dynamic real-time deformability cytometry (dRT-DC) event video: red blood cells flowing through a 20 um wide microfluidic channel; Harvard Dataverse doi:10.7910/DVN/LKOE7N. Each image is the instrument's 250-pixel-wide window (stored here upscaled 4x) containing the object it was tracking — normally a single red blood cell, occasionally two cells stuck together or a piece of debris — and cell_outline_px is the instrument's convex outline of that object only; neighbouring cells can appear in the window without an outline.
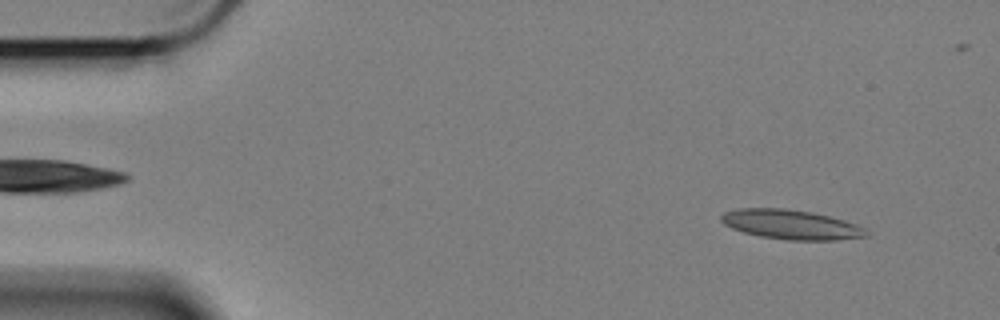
{"species": "Egyptian fruit bat (a non-hibernating species)", "species_latin": "Rousettus aegyptiacus", "temperature_condition": "cold", "stored_images_in_passage": 59, "segment_of_instrument_passage": [1, 2], "camera_frame_rate_fps": 3000, "um_per_image_px": 0.085, "animal": {"sex": "female"}, "frame": {"image": 1, "passage_image": 5, "time_ms": 1.333, "image_size_px": [1000, 320], "cell_outline_px": [[868, 236], [836, 240], [788, 240], [760, 236], [744, 232], [732, 228], [724, 224], [720, 220], [720, 216], [724, 212], [736, 208], [784, 208], [812, 212], [844, 220], [856, 224], [864, 228], [868, 232]], "centroid_in_image_um": [67.22, 19.08], "position_along_channel_um": 17.8, "area_um2": 24.97}}
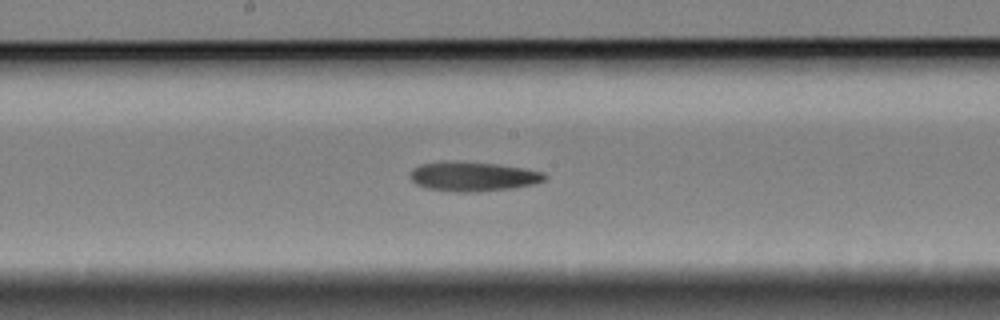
{"frame": {"image": 2, "passage_image": 30, "time_ms": 9.667, "image_size_px": [1000, 320], "cell_outline_px": [[548, 176], [544, 180], [532, 184], [512, 188], [476, 192], [456, 192], [424, 188], [416, 184], [408, 176], [408, 172], [412, 168], [420, 164], [496, 164], [544, 172]], "centroid_in_image_um": [40.19, 15.05], "position_along_channel_um": 208.0, "area_um2": 22.2}}
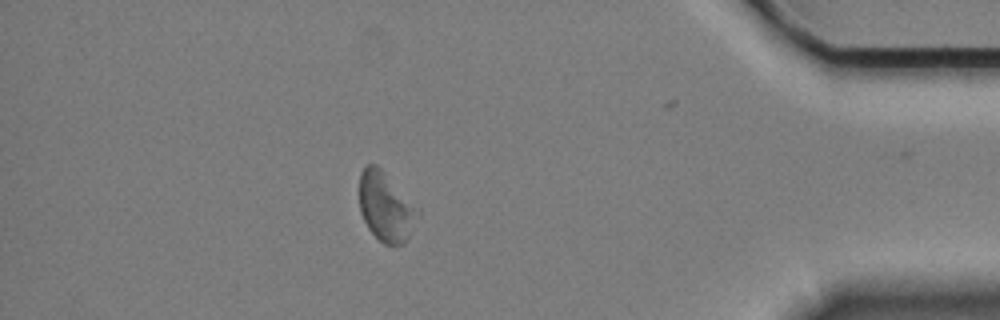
{"frame": {"image": 3, "passage_image": 51, "time_ms": 16.667, "image_size_px": [1000, 320], "cell_outline_px": [[412, 212], [408, 240], [404, 244], [392, 248], [384, 244], [368, 228], [360, 212], [360, 172], [368, 164], [376, 164], [380, 168], [412, 208]], "centroid_in_image_um": [32.64, 17.64], "position_along_channel_um": 402.6, "area_um2": 21.62}}